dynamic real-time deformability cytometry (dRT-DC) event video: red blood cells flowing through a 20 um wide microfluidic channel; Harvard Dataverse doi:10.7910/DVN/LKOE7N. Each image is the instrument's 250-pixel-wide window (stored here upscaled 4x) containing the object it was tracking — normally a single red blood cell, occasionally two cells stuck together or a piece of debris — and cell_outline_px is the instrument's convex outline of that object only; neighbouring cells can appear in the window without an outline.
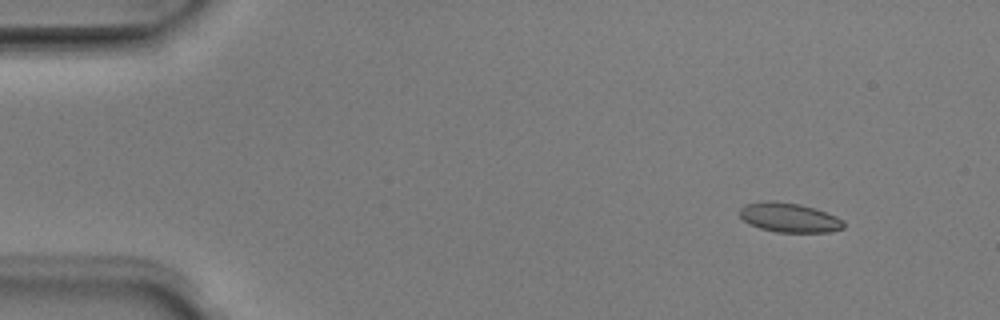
{"species": "Egyptian fruit bat (a non-hibernating species)", "species_latin": "Rousettus aegyptiacus", "temperature_condition": "room temperature", "stored_images_in_passage": 8, "camera_frame_rate_fps": 3000, "um_per_image_px": 0.085, "animal": {"sex": "male"}, "frame": {"image": 1, "passage_image": 2, "time_ms": 0.333, "image_size_px": [1000, 320], "cell_outline_px": [[844, 228], [828, 232], [776, 232], [760, 228], [748, 224], [740, 216], [740, 208], [744, 204], [768, 200], [776, 200], [800, 204], [836, 216], [844, 220]], "centroid_in_image_um": [67.06, 18.49], "position_along_channel_um": 17.9, "area_um2": 17.86}}
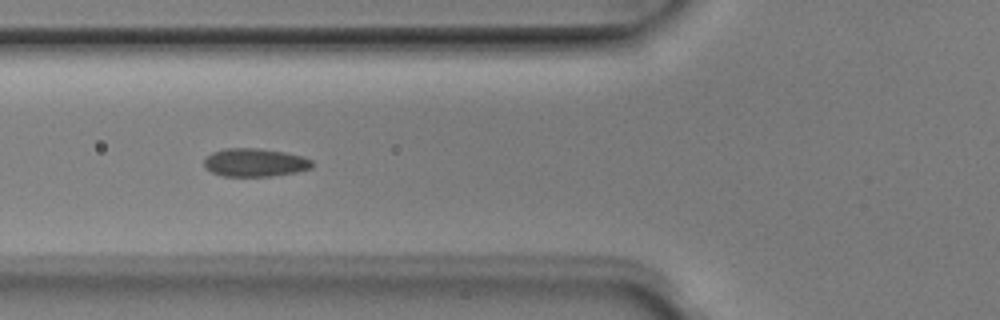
{"frame": {"image": 2, "passage_image": 6, "time_ms": 1.667, "image_size_px": [1000, 320], "cell_outline_px": [[312, 168], [296, 172], [272, 176], [224, 176], [212, 172], [204, 168], [204, 160], [212, 152], [224, 148], [260, 148], [284, 152], [304, 156], [312, 160]], "centroid_in_image_um": [21.67, 13.81], "position_along_channel_um": 104.1, "area_um2": 17.86}}
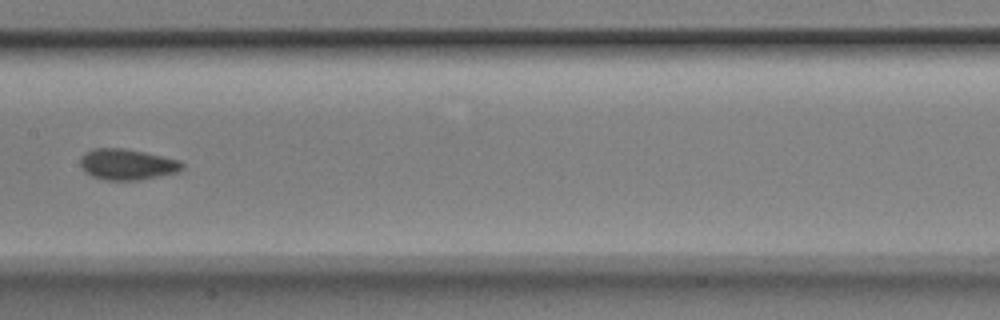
{"frame": {"image": 3, "passage_image": 8, "time_ms": 2.333, "image_size_px": [1000, 320], "cell_outline_px": [[184, 168], [180, 172], [140, 180], [104, 180], [92, 176], [84, 172], [80, 168], [80, 156], [84, 152], [92, 148], [124, 148], [144, 152], [180, 160], [184, 164]], "centroid_in_image_um": [10.79, 13.97], "position_along_channel_um": 196.6, "area_um2": 18.73}}